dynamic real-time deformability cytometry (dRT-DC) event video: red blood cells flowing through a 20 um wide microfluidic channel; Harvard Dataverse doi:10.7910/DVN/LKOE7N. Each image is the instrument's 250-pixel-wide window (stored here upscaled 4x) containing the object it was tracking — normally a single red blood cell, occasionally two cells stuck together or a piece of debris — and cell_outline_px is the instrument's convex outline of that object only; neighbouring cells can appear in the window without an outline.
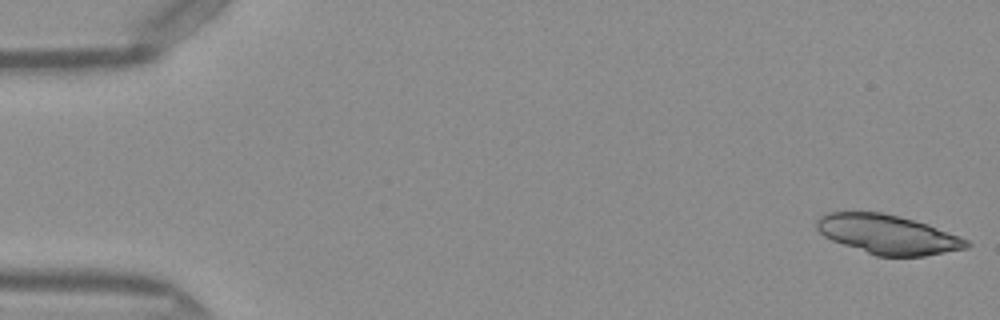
{"species": "Egyptian fruit bat (a non-hibernating species)", "species_latin": "Rousettus aegyptiacus", "temperature_condition": "warm", "stored_images_in_passage": 49, "camera_frame_rate_fps": 3000, "um_per_image_px": 0.085, "frame": {"image": 1, "passage_image": 1, "time_ms": 0.0, "image_size_px": [1000, 320], "cell_outline_px": [[972, 244], [968, 248], [924, 256], [876, 256], [832, 240], [824, 236], [816, 228], [816, 220], [820, 216], [828, 212], [880, 212], [928, 224], [968, 240]], "centroid_in_image_um": [75.45, 19.93], "position_along_channel_um": 9.5, "area_um2": 34.04}}
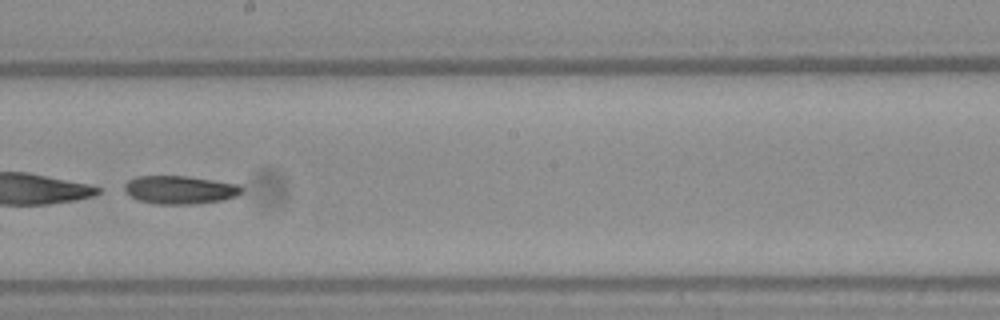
{"frame": {"image": 2, "passage_image": 28, "time_ms": 9.0, "image_size_px": [1000, 320], "cell_outline_px": [[244, 188], [236, 196], [224, 200], [196, 204], [156, 204], [136, 200], [124, 192], [124, 184], [128, 180], [136, 176], [184, 176], [240, 184]], "centroid_in_image_um": [15.26, 16.14], "position_along_channel_um": 232.9, "area_um2": 19.48}}
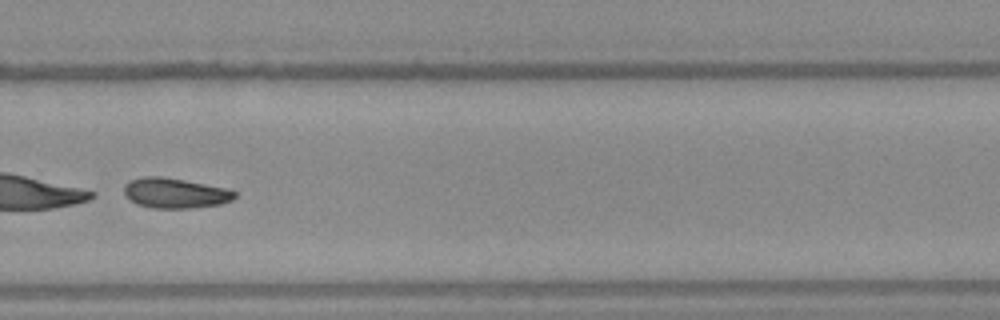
{"frame": {"image": 3, "passage_image": 34, "time_ms": 11.0, "image_size_px": [1000, 320], "cell_outline_px": [[236, 196], [232, 200], [220, 204], [192, 208], [152, 208], [140, 204], [132, 200], [124, 192], [124, 184], [128, 180], [140, 176], [160, 176], [184, 180], [224, 188], [236, 192]], "centroid_in_image_um": [14.86, 16.4], "position_along_channel_um": 314.9, "area_um2": 19.25}}